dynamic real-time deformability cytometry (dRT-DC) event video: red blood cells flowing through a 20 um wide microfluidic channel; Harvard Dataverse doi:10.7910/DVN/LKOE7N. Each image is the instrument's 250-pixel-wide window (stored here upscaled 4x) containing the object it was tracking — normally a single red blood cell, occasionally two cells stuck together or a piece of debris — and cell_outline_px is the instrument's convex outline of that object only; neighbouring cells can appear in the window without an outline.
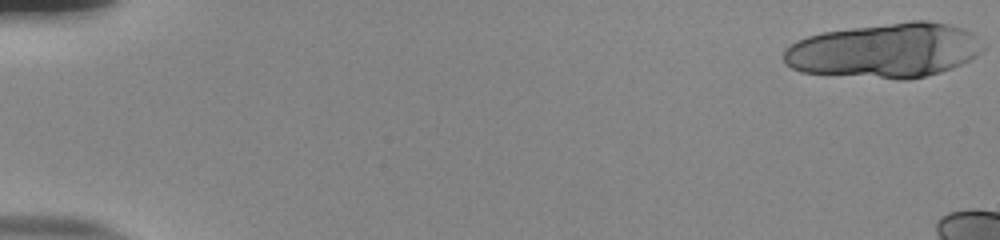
{"species": "human", "species_latin": "Homo sapiens", "temperature_condition": "room temperature", "stored_images_in_passage": 12, "camera_frame_rate_fps": 3000, "um_per_image_px": 0.085, "donor": {"sex": "male"}, "frame": {"image": 1, "passage_image": 1, "time_ms": 0.0, "image_size_px": [1000, 240], "cell_outline_px": [[984, 48], [976, 56], [952, 68], [928, 76], [908, 80], [896, 80], [800, 72], [784, 64], [784, 48], [796, 40], [808, 36], [824, 32], [852, 28], [912, 20], [928, 20], [948, 24], [964, 28], [972, 32], [976, 36]], "centroid_in_image_um": [75.2, 4.3], "position_along_channel_um": 9.8, "area_um2": 63.87}}